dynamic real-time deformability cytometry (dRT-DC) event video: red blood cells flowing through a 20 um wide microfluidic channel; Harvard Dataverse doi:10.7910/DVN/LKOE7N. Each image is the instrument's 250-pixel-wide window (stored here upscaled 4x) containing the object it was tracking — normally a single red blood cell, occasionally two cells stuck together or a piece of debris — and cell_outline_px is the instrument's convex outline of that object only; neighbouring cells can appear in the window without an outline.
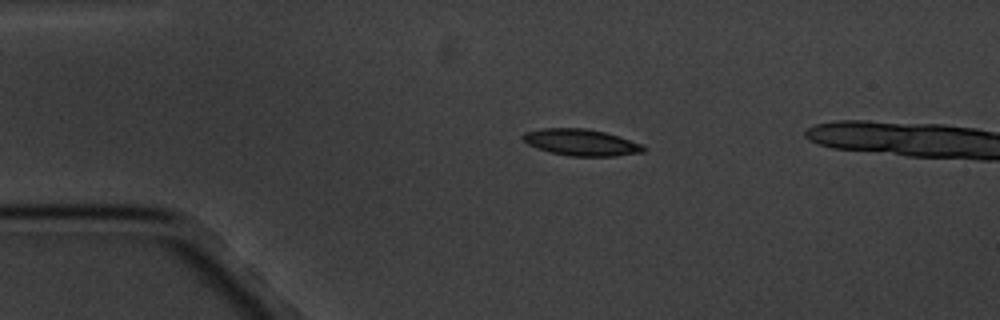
{"species": "common noctule bat (a hibernating species)", "species_latin": "Nyctalus noctula", "temperature_condition": "cold", "stored_images_in_passage": 4, "camera_frame_rate_fps": 3000, "um_per_image_px": 0.085, "animal": {"sex": "male", "body_mass_g": 20.1, "forearm_length_mm": 53.5}, "frame": {"image": 1, "passage_image": 2, "time_ms": 1.0, "image_size_px": [1000, 320], "cell_outline_px": [[644, 152], [616, 156], [568, 156], [536, 148], [520, 140], [520, 136], [524, 132], [540, 128], [584, 128], [604, 132], [640, 144], [644, 148]], "centroid_in_image_um": [49.29, 12.1], "position_along_channel_um": 35.7, "area_um2": 18.55}}